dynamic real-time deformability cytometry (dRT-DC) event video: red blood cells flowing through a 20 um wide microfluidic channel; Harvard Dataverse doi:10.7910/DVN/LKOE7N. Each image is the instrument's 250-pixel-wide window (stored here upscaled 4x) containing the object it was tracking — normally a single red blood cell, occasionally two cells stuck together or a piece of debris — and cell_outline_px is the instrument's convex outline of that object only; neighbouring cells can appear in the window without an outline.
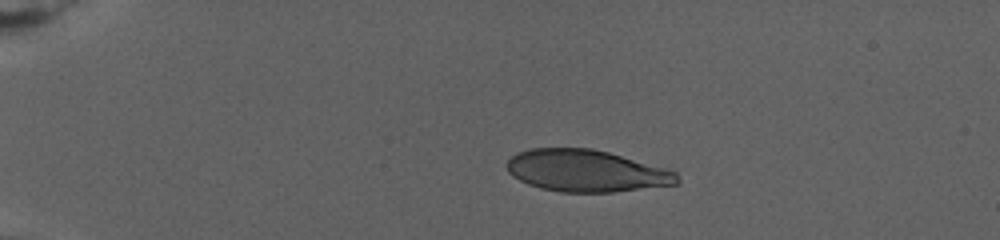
{"species": "human", "species_latin": "Homo sapiens", "temperature_condition": "warm", "stored_images_in_passage": 63, "camera_frame_rate_fps": 3000, "um_per_image_px": 0.085, "donor": {"sex": "female"}, "frame": {"image": 1, "passage_image": 1, "time_ms": 0.0, "image_size_px": [1000, 240], "cell_outline_px": [[680, 184], [612, 192], [560, 192], [540, 188], [528, 184], [512, 176], [508, 172], [504, 164], [516, 152], [532, 148], [592, 148], [608, 152], [668, 168], [676, 172], [680, 180]], "centroid_in_image_um": [49.83, 14.52], "position_along_channel_um": 35.2, "area_um2": 41.96}}
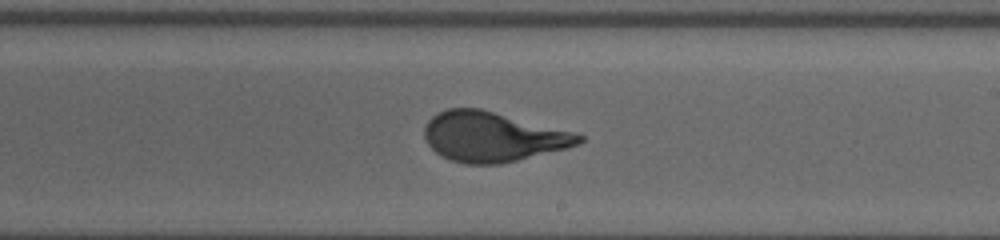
{"frame": {"image": 2, "passage_image": 33, "time_ms": 11.0, "image_size_px": [1000, 240], "cell_outline_px": [[584, 140], [580, 144], [568, 148], [500, 164], [468, 164], [448, 160], [440, 156], [428, 144], [424, 136], [424, 128], [428, 120], [432, 116], [448, 108], [480, 108], [572, 132], [584, 136]], "centroid_in_image_um": [41.84, 11.63], "position_along_channel_um": 247.2, "area_um2": 44.62}}
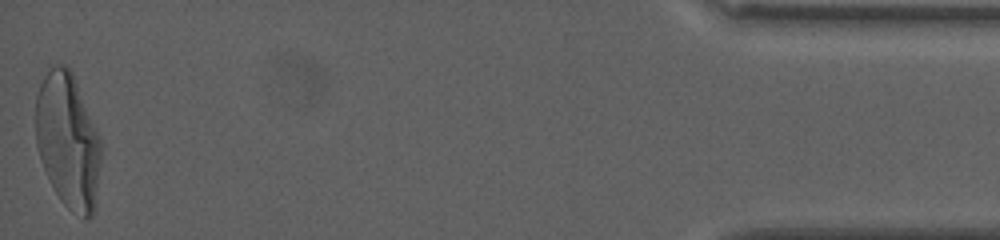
{"frame": {"image": 3, "passage_image": 63, "time_ms": 21.0, "image_size_px": [1000, 240], "cell_outline_px": [[100, 160], [96, 208], [92, 216], [84, 220], [68, 208], [60, 200], [44, 168], [36, 144], [36, 96], [40, 84], [44, 76], [56, 64], [64, 64], [72, 72], [100, 136]], "centroid_in_image_um": [5.79, 12.0], "position_along_channel_um": 429.4, "area_um2": 51.21}, "authors_computed_cell_mechanics": {"area_um2": 45.0262, "velocity_mm_per_s": 2.6082, "shape_relaxation_time_tau1_ms": 6.0916, "shape_relaxation_time_tau2_ms": null, "deformation_change_tau1": 0.2581, "deformation_change_tau2": null}}